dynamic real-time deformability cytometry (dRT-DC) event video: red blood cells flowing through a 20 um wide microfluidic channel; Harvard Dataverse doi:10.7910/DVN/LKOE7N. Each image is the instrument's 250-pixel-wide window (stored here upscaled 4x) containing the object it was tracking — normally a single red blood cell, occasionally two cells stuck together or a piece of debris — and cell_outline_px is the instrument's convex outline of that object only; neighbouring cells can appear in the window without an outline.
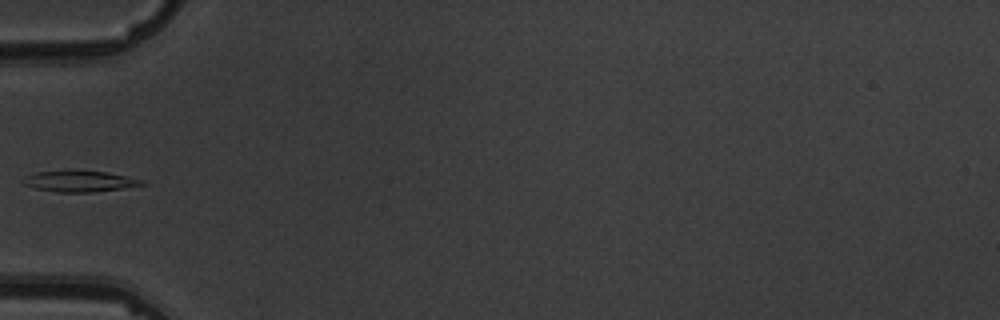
{"species": "common noctule bat (a hibernating species)", "species_latin": "Nyctalus noctula", "temperature_condition": "warm", "stored_images_in_passage": 2, "camera_frame_rate_fps": 3000, "um_per_image_px": 0.085, "animal": {"sex": "male", "body_mass_g": 19.5, "forearm_length_mm": 54.6}, "frame": {"image": 1, "passage_image": 1, "time_ms": 0.0, "image_size_px": [1000, 320], "cell_outline_px": [[148, 184], [124, 188], [92, 192], [56, 192], [36, 188], [24, 184], [20, 180], [24, 176], [36, 172], [72, 168], [108, 172], [144, 180]], "centroid_in_image_um": [6.75, 15.37], "position_along_channel_um": 78.3, "area_um2": 15.26}}